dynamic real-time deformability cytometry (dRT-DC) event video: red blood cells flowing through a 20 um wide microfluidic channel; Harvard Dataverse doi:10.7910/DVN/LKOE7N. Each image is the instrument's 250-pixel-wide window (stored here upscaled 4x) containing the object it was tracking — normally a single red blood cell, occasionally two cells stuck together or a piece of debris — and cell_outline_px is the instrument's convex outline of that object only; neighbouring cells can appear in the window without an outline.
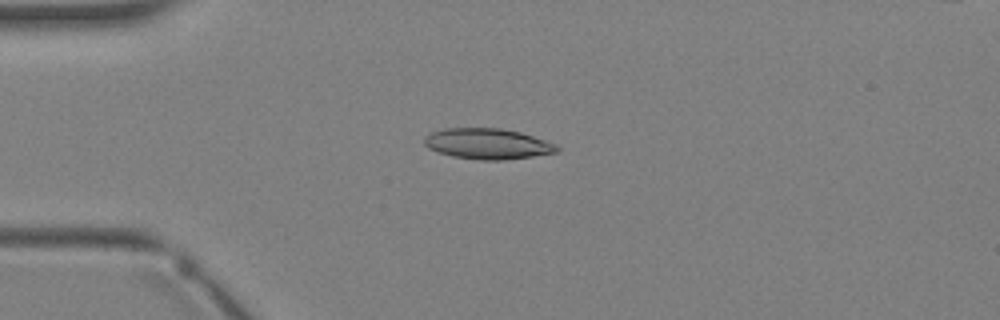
{"species": "Egyptian fruit bat (a non-hibernating species)", "species_latin": "Rousettus aegyptiacus", "temperature_condition": "warm", "stored_images_in_passage": 1, "camera_frame_rate_fps": 3000, "um_per_image_px": 0.085, "animal": {"sex": "female"}, "frame": {"image": 1, "passage_image": 1, "time_ms": 0.0, "image_size_px": [1000, 320], "cell_outline_px": [[560, 152], [504, 160], [476, 160], [452, 156], [428, 148], [424, 144], [424, 136], [432, 132], [444, 128], [500, 128], [520, 132], [556, 144], [560, 148]], "centroid_in_image_um": [41.45, 12.22], "position_along_channel_um": 43.6, "area_um2": 23.76}}